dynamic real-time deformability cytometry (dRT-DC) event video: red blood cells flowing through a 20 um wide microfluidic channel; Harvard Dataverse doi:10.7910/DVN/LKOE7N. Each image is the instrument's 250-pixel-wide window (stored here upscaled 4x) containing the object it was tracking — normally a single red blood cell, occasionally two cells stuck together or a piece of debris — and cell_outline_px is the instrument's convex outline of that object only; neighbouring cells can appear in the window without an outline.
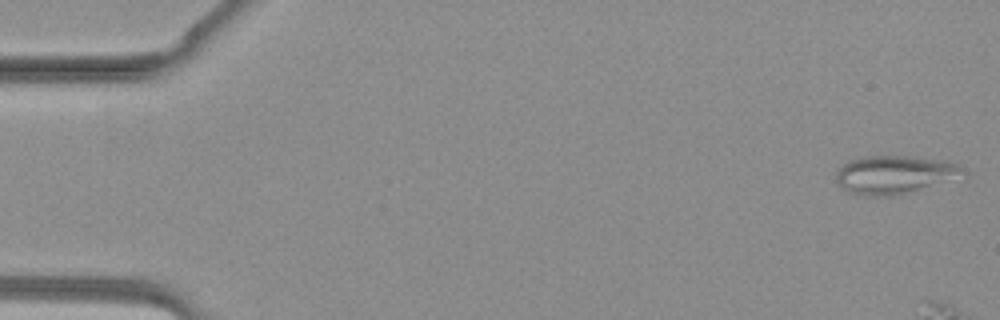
{"species": "common noctule bat (a hibernating species)", "species_latin": "Nyctalus noctula", "temperature_condition": "warm", "stored_images_in_passage": 10, "camera_frame_rate_fps": 3000, "um_per_image_px": 0.085, "animal": {"sex": "female", "body_mass_g": 19.3, "forearm_length_mm": 54.1}, "frame": {"image": 1, "passage_image": 1, "time_ms": 0.0, "image_size_px": [1000, 320], "cell_outline_px": [[968, 172], [896, 196], [864, 196], [848, 192], [836, 180], [836, 172], [848, 160], [868, 156], [912, 156], [948, 160], [960, 164]], "centroid_in_image_um": [76.0, 14.82], "position_along_channel_um": 9.0, "area_um2": 27.92}}